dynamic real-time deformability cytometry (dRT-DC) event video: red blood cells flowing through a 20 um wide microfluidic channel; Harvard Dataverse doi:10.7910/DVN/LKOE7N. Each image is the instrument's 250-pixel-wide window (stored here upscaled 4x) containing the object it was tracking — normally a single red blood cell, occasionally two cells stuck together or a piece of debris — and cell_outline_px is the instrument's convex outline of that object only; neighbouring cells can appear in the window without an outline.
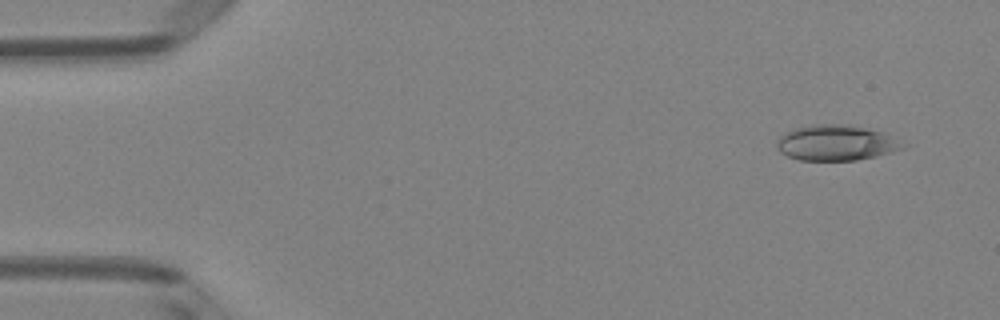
{"species": "Egyptian fruit bat (a non-hibernating species)", "species_latin": "Rousettus aegyptiacus", "temperature_condition": "room temperature", "stored_images_in_passage": 4, "camera_frame_rate_fps": 3000, "um_per_image_px": 0.085, "animal": {"sex": "female"}, "frame": {"image": 1, "passage_image": 1, "time_ms": 0.0, "image_size_px": [1000, 320], "cell_outline_px": [[908, 144], [904, 148], [892, 152], [876, 156], [856, 160], [800, 160], [788, 156], [780, 152], [776, 148], [776, 144], [780, 136], [784, 132], [796, 128], [816, 124], [848, 124], [868, 128], [884, 132]], "centroid_in_image_um": [71.1, 12.13], "position_along_channel_um": 13.9, "area_um2": 26.3}}
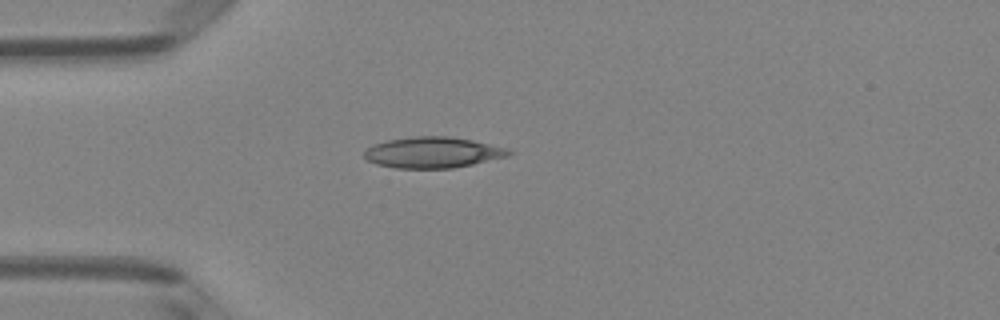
{"frame": {"image": 2, "passage_image": 3, "time_ms": 0.667, "image_size_px": [1000, 320], "cell_outline_px": [[516, 152], [508, 156], [472, 164], [452, 168], [396, 168], [376, 164], [368, 160], [364, 156], [364, 152], [368, 148], [376, 144], [388, 140], [412, 136], [448, 136], [472, 140], [508, 148]], "centroid_in_image_um": [36.82, 12.96], "position_along_channel_um": 48.2, "area_um2": 25.95}}